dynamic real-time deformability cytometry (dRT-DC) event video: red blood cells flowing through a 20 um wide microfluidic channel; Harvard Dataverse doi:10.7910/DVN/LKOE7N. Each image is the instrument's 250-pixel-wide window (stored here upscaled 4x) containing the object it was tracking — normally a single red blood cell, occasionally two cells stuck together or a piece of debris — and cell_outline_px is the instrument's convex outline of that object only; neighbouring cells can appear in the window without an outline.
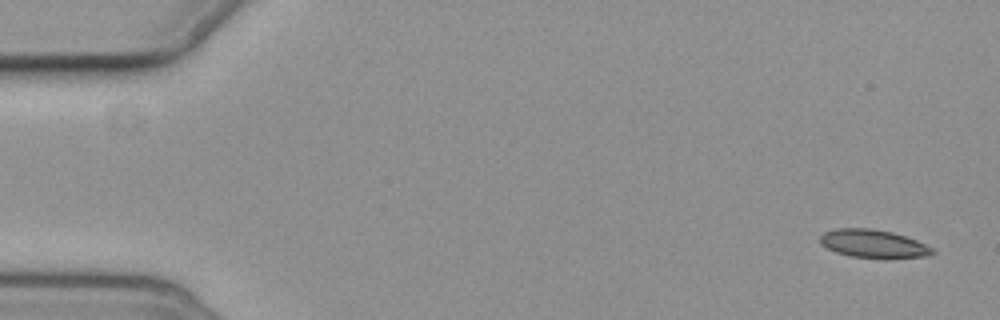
{"species": "common noctule bat (a hibernating species)", "species_latin": "Nyctalus noctula", "temperature_condition": "cold", "stored_images_in_passage": 6, "camera_frame_rate_fps": 3000, "um_per_image_px": 0.085, "animal": {"sex": "female", "body_mass_g": 19.3, "forearm_length_mm": 54.1}, "frame": {"image": 1, "passage_image": 1, "time_ms": 0.0, "image_size_px": [1000, 320], "cell_outline_px": [[936, 252], [928, 256], [852, 256], [836, 252], [820, 244], [820, 236], [824, 232], [836, 228], [872, 228], [892, 232], [916, 240], [932, 248]], "centroid_in_image_um": [74.17, 20.67], "position_along_channel_um": 10.8, "area_um2": 17.69}}